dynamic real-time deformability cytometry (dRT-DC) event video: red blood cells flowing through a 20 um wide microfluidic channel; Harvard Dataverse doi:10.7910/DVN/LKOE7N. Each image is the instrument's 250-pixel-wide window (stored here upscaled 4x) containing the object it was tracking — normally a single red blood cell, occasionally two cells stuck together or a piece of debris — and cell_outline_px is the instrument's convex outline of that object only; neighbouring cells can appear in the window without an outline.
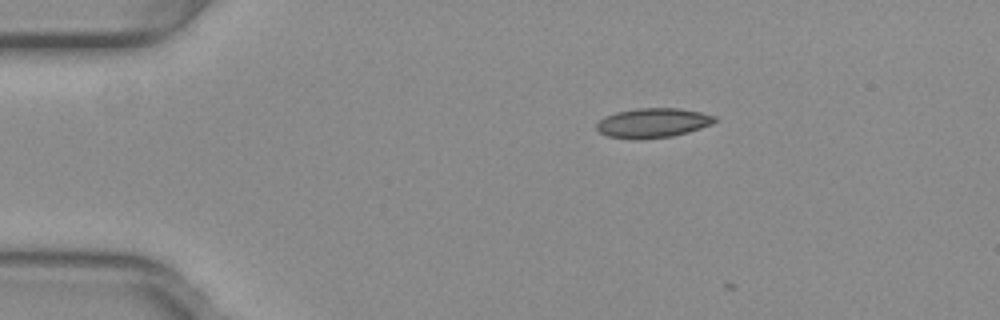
{"species": "common noctule bat (a hibernating species)", "species_latin": "Nyctalus noctula", "temperature_condition": "warm", "stored_images_in_passage": 4, "camera_frame_rate_fps": 3000, "um_per_image_px": 0.085, "animal": {"sex": "female", "body_mass_g": 29.2, "forearm_length_mm": 56.3}, "frame": {"image": 1, "passage_image": 1, "time_ms": 0.0, "image_size_px": [1000, 320], "cell_outline_px": [[716, 120], [712, 124], [688, 132], [672, 136], [608, 136], [600, 132], [596, 128], [596, 124], [604, 116], [616, 112], [636, 108], [680, 108], [700, 112], [716, 116]], "centroid_in_image_um": [55.53, 10.38], "position_along_channel_um": 29.5, "area_um2": 19.48}}